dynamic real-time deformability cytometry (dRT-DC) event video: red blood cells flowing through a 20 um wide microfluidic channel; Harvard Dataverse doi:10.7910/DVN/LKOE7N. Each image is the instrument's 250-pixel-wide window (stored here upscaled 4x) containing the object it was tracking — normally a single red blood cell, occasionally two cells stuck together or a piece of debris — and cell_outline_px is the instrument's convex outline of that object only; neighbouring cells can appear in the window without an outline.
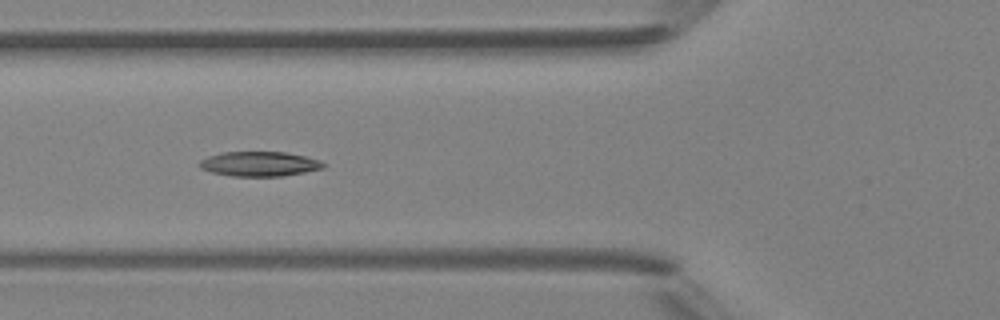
{"species": "Egyptian fruit bat (a non-hibernating species)", "species_latin": "Rousettus aegyptiacus", "temperature_condition": "room temperature", "stored_images_in_passage": 5, "camera_frame_rate_fps": 3000, "um_per_image_px": 0.085, "animal": {"sex": "female"}, "frame": {"image": 1, "passage_image": 4, "time_ms": 3.667, "image_size_px": [1000, 320], "cell_outline_px": [[324, 168], [304, 172], [280, 176], [232, 176], [212, 172], [200, 168], [196, 164], [200, 160], [208, 156], [224, 152], [284, 152], [304, 156], [320, 160], [324, 164]], "centroid_in_image_um": [22.01, 13.93], "position_along_channel_um": 103.8, "area_um2": 17.74}}
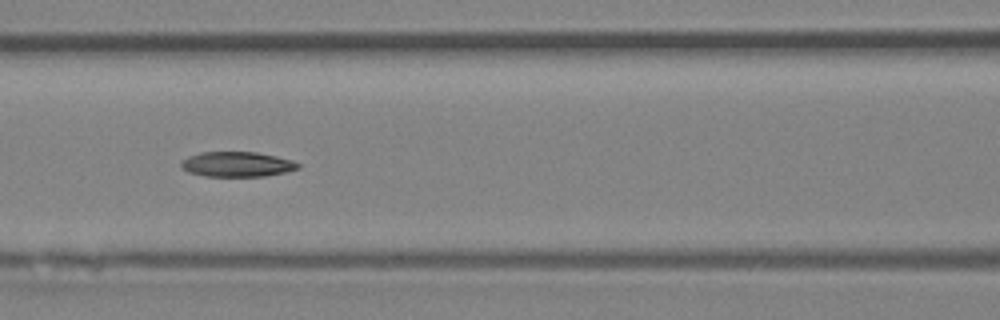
{"frame": {"image": 2, "passage_image": 5, "time_ms": 4.667, "image_size_px": [1000, 320], "cell_outline_px": [[300, 168], [284, 172], [264, 176], [204, 176], [188, 172], [180, 168], [180, 160], [188, 156], [200, 152], [256, 152], [276, 156], [292, 160], [300, 164]], "centroid_in_image_um": [20.1, 13.96], "position_along_channel_um": 146.5, "area_um2": 17.17}}